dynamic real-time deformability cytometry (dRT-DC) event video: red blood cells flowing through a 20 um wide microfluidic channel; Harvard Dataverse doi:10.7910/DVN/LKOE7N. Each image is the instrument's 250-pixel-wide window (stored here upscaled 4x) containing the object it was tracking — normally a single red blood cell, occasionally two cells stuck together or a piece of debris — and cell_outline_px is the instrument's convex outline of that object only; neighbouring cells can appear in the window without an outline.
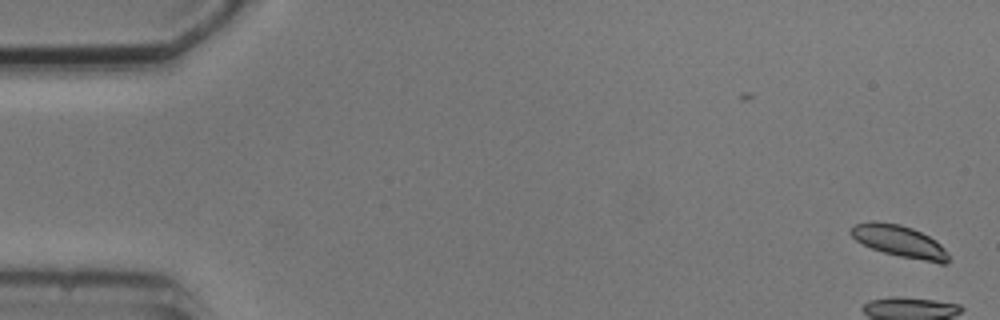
{"species": "common noctule bat (a hibernating species)", "species_latin": "Nyctalus noctula", "temperature_condition": "cold", "stored_images_in_passage": 4, "camera_frame_rate_fps": 3000, "um_per_image_px": 0.085, "animal": {"sex": "male", "body_mass_g": 20.5, "forearm_length_mm": 52.5}, "frame": {"image": 1, "passage_image": 1, "time_ms": 0.0, "image_size_px": [1000, 320], "cell_outline_px": [[948, 260], [944, 264], [940, 264], [900, 256], [884, 252], [872, 248], [856, 240], [848, 232], [856, 224], [872, 220], [876, 220], [900, 224], [912, 228], [936, 240], [948, 252]], "centroid_in_image_um": [76.45, 20.49], "position_along_channel_um": 8.5, "area_um2": 18.03}}